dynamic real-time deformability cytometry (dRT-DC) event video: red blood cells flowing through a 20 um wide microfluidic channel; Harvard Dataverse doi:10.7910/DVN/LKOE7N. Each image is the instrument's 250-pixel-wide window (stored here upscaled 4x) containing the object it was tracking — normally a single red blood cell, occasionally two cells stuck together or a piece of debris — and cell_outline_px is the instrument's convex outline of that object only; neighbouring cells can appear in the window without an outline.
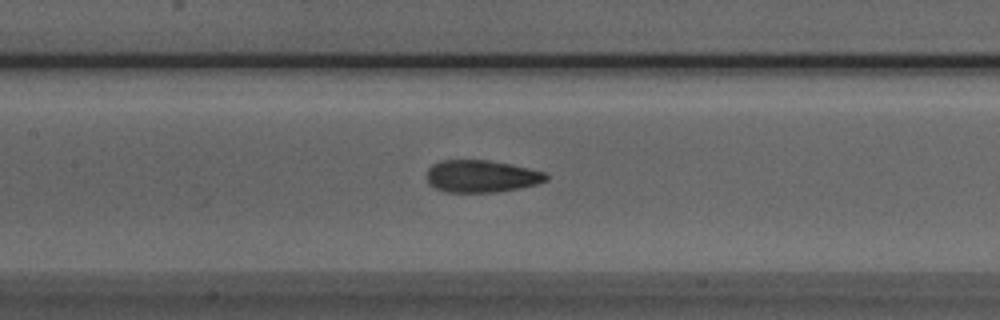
{"species": "Egyptian fruit bat (a non-hibernating species)", "species_latin": "Rousettus aegyptiacus", "temperature_condition": "room temperature", "stored_images_in_passage": 37, "camera_frame_rate_fps": 3000, "um_per_image_px": 0.085, "animal": {"sex": "male"}, "frame": {"image": 1, "passage_image": 9, "time_ms": 2.667, "image_size_px": [1000, 320], "cell_outline_px": [[548, 180], [536, 184], [520, 188], [496, 192], [444, 192], [428, 184], [428, 168], [432, 164], [440, 160], [488, 160], [512, 164], [544, 172], [548, 176]], "centroid_in_image_um": [40.91, 14.98], "position_along_channel_um": 166.5, "area_um2": 22.48}}
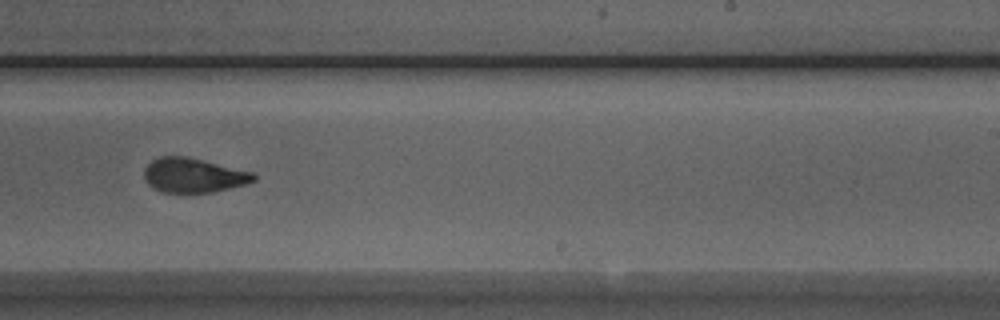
{"frame": {"image": 2, "passage_image": 17, "time_ms": 5.333, "image_size_px": [1000, 320], "cell_outline_px": [[256, 180], [244, 184], [212, 192], [160, 192], [152, 188], [144, 180], [144, 168], [152, 160], [160, 156], [188, 156], [252, 172], [256, 176]], "centroid_in_image_um": [16.39, 14.89], "position_along_channel_um": 272.6, "area_um2": 21.96}}
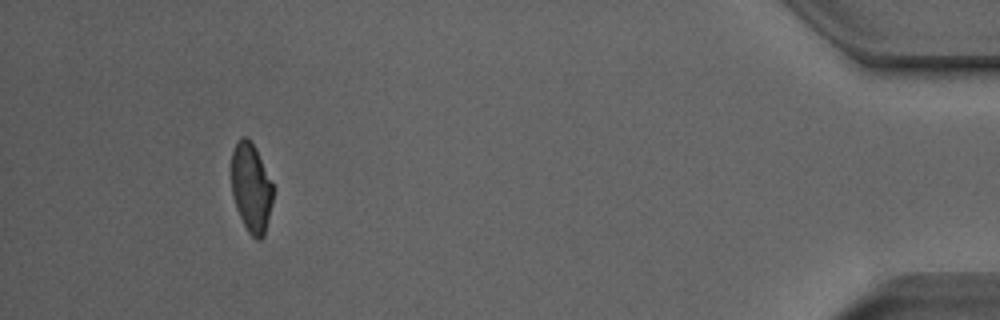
{"frame": {"image": 3, "passage_image": 33, "time_ms": 10.667, "image_size_px": [1000, 320], "cell_outline_px": [[272, 204], [264, 236], [260, 240], [256, 240], [248, 232], [236, 208], [232, 192], [232, 152], [240, 136], [248, 136], [256, 148], [272, 184]], "centroid_in_image_um": [21.34, 15.95], "position_along_channel_um": 413.9, "area_um2": 21.44}, "authors_computed_cell_mechanics": {"area_um2": 22.7154, "velocity_mm_per_s": 3.9924, "shape_relaxation_time_tau1_ms": 4.4368, "shape_relaxation_time_tau2_ms": 1.1708, "deformation_change_tau1": 0.1732, "deformation_change_tau2": 0.0741}}